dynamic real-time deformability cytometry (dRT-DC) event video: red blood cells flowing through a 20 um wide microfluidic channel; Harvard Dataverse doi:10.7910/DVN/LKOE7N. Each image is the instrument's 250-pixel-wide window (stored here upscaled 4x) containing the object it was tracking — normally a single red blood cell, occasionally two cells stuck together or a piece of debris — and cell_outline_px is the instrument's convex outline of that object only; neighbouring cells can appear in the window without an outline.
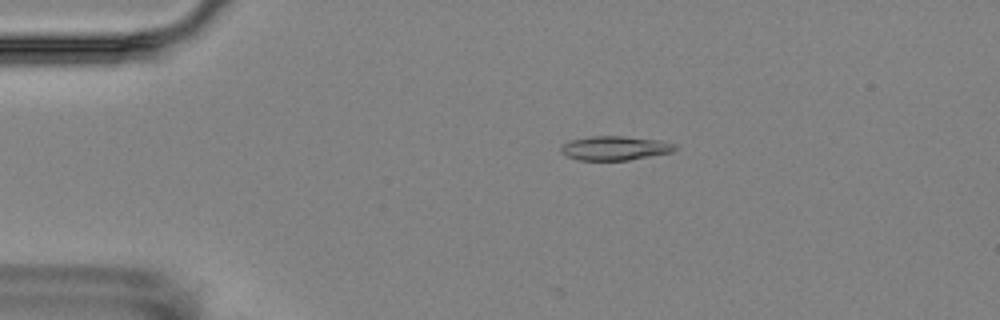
{"species": "Egyptian fruit bat (a non-hibernating species)", "species_latin": "Rousettus aegyptiacus", "temperature_condition": "room temperature", "stored_images_in_passage": 4, "camera_frame_rate_fps": 3000, "um_per_image_px": 0.085, "animal": {"sex": "female"}, "frame": {"image": 1, "passage_image": 1, "time_ms": 0.0, "image_size_px": [1000, 320], "cell_outline_px": [[676, 148], [672, 152], [628, 160], [576, 160], [560, 152], [560, 148], [564, 144], [572, 140], [592, 136], [624, 136], [660, 140], [676, 144]], "centroid_in_image_um": [52.28, 12.59], "position_along_channel_um": 32.7, "area_um2": 15.95}}